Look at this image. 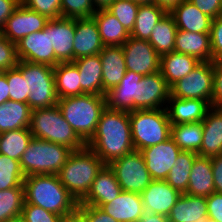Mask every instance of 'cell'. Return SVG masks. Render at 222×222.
I'll use <instances>...</instances> for the list:
<instances>
[{"label": "cell", "mask_w": 222, "mask_h": 222, "mask_svg": "<svg viewBox=\"0 0 222 222\" xmlns=\"http://www.w3.org/2000/svg\"><path fill=\"white\" fill-rule=\"evenodd\" d=\"M142 78L143 75L127 70L121 82L106 93L107 108L126 112L136 110V90Z\"/></svg>", "instance_id": "cell-20"}, {"label": "cell", "mask_w": 222, "mask_h": 222, "mask_svg": "<svg viewBox=\"0 0 222 222\" xmlns=\"http://www.w3.org/2000/svg\"><path fill=\"white\" fill-rule=\"evenodd\" d=\"M139 4L133 0H114L107 10L131 33L134 28Z\"/></svg>", "instance_id": "cell-41"}, {"label": "cell", "mask_w": 222, "mask_h": 222, "mask_svg": "<svg viewBox=\"0 0 222 222\" xmlns=\"http://www.w3.org/2000/svg\"><path fill=\"white\" fill-rule=\"evenodd\" d=\"M211 104L200 99H180L170 96L166 106L171 125L203 121Z\"/></svg>", "instance_id": "cell-21"}, {"label": "cell", "mask_w": 222, "mask_h": 222, "mask_svg": "<svg viewBox=\"0 0 222 222\" xmlns=\"http://www.w3.org/2000/svg\"><path fill=\"white\" fill-rule=\"evenodd\" d=\"M208 207V218L222 222V194L212 193L206 197Z\"/></svg>", "instance_id": "cell-51"}, {"label": "cell", "mask_w": 222, "mask_h": 222, "mask_svg": "<svg viewBox=\"0 0 222 222\" xmlns=\"http://www.w3.org/2000/svg\"><path fill=\"white\" fill-rule=\"evenodd\" d=\"M170 87L160 71L143 76L137 85L136 110L166 108Z\"/></svg>", "instance_id": "cell-14"}, {"label": "cell", "mask_w": 222, "mask_h": 222, "mask_svg": "<svg viewBox=\"0 0 222 222\" xmlns=\"http://www.w3.org/2000/svg\"><path fill=\"white\" fill-rule=\"evenodd\" d=\"M171 138L181 150L198 153L203 140L202 121L171 125Z\"/></svg>", "instance_id": "cell-35"}, {"label": "cell", "mask_w": 222, "mask_h": 222, "mask_svg": "<svg viewBox=\"0 0 222 222\" xmlns=\"http://www.w3.org/2000/svg\"><path fill=\"white\" fill-rule=\"evenodd\" d=\"M214 192L211 158L197 155L191 169L186 193L208 197Z\"/></svg>", "instance_id": "cell-29"}, {"label": "cell", "mask_w": 222, "mask_h": 222, "mask_svg": "<svg viewBox=\"0 0 222 222\" xmlns=\"http://www.w3.org/2000/svg\"><path fill=\"white\" fill-rule=\"evenodd\" d=\"M23 185L26 203L59 216L72 212L78 206V202L55 174L26 176Z\"/></svg>", "instance_id": "cell-2"}, {"label": "cell", "mask_w": 222, "mask_h": 222, "mask_svg": "<svg viewBox=\"0 0 222 222\" xmlns=\"http://www.w3.org/2000/svg\"><path fill=\"white\" fill-rule=\"evenodd\" d=\"M24 203V185L0 190V222L20 216Z\"/></svg>", "instance_id": "cell-39"}, {"label": "cell", "mask_w": 222, "mask_h": 222, "mask_svg": "<svg viewBox=\"0 0 222 222\" xmlns=\"http://www.w3.org/2000/svg\"><path fill=\"white\" fill-rule=\"evenodd\" d=\"M92 17L104 46H122L129 39L130 33L107 9H98Z\"/></svg>", "instance_id": "cell-31"}, {"label": "cell", "mask_w": 222, "mask_h": 222, "mask_svg": "<svg viewBox=\"0 0 222 222\" xmlns=\"http://www.w3.org/2000/svg\"><path fill=\"white\" fill-rule=\"evenodd\" d=\"M181 193L165 180H153L141 193L144 211L168 216Z\"/></svg>", "instance_id": "cell-19"}, {"label": "cell", "mask_w": 222, "mask_h": 222, "mask_svg": "<svg viewBox=\"0 0 222 222\" xmlns=\"http://www.w3.org/2000/svg\"><path fill=\"white\" fill-rule=\"evenodd\" d=\"M174 51L193 56L200 62L212 61L210 33H193L177 29Z\"/></svg>", "instance_id": "cell-27"}, {"label": "cell", "mask_w": 222, "mask_h": 222, "mask_svg": "<svg viewBox=\"0 0 222 222\" xmlns=\"http://www.w3.org/2000/svg\"><path fill=\"white\" fill-rule=\"evenodd\" d=\"M5 70L0 67V77L4 75Z\"/></svg>", "instance_id": "cell-62"}, {"label": "cell", "mask_w": 222, "mask_h": 222, "mask_svg": "<svg viewBox=\"0 0 222 222\" xmlns=\"http://www.w3.org/2000/svg\"><path fill=\"white\" fill-rule=\"evenodd\" d=\"M181 149L170 137L164 142L140 150L152 180H165Z\"/></svg>", "instance_id": "cell-15"}, {"label": "cell", "mask_w": 222, "mask_h": 222, "mask_svg": "<svg viewBox=\"0 0 222 222\" xmlns=\"http://www.w3.org/2000/svg\"><path fill=\"white\" fill-rule=\"evenodd\" d=\"M16 43L9 41L0 33V67L4 70L17 66Z\"/></svg>", "instance_id": "cell-46"}, {"label": "cell", "mask_w": 222, "mask_h": 222, "mask_svg": "<svg viewBox=\"0 0 222 222\" xmlns=\"http://www.w3.org/2000/svg\"><path fill=\"white\" fill-rule=\"evenodd\" d=\"M73 61L99 54L105 47L93 17L75 18Z\"/></svg>", "instance_id": "cell-16"}, {"label": "cell", "mask_w": 222, "mask_h": 222, "mask_svg": "<svg viewBox=\"0 0 222 222\" xmlns=\"http://www.w3.org/2000/svg\"><path fill=\"white\" fill-rule=\"evenodd\" d=\"M78 207L84 212L87 222H118L99 207L82 204H78Z\"/></svg>", "instance_id": "cell-50"}, {"label": "cell", "mask_w": 222, "mask_h": 222, "mask_svg": "<svg viewBox=\"0 0 222 222\" xmlns=\"http://www.w3.org/2000/svg\"><path fill=\"white\" fill-rule=\"evenodd\" d=\"M80 74L81 90L85 94L102 95V63L100 54L74 60Z\"/></svg>", "instance_id": "cell-30"}, {"label": "cell", "mask_w": 222, "mask_h": 222, "mask_svg": "<svg viewBox=\"0 0 222 222\" xmlns=\"http://www.w3.org/2000/svg\"><path fill=\"white\" fill-rule=\"evenodd\" d=\"M211 163L215 192L222 194V154L212 157Z\"/></svg>", "instance_id": "cell-53"}, {"label": "cell", "mask_w": 222, "mask_h": 222, "mask_svg": "<svg viewBox=\"0 0 222 222\" xmlns=\"http://www.w3.org/2000/svg\"><path fill=\"white\" fill-rule=\"evenodd\" d=\"M102 63V95L117 86L127 72L122 46H105L99 53Z\"/></svg>", "instance_id": "cell-22"}, {"label": "cell", "mask_w": 222, "mask_h": 222, "mask_svg": "<svg viewBox=\"0 0 222 222\" xmlns=\"http://www.w3.org/2000/svg\"><path fill=\"white\" fill-rule=\"evenodd\" d=\"M176 32L174 17L166 13L153 28L148 41L161 56L174 51Z\"/></svg>", "instance_id": "cell-34"}, {"label": "cell", "mask_w": 222, "mask_h": 222, "mask_svg": "<svg viewBox=\"0 0 222 222\" xmlns=\"http://www.w3.org/2000/svg\"><path fill=\"white\" fill-rule=\"evenodd\" d=\"M122 191L113 170L109 165H104L97 173L89 192L78 204L100 208L103 204L110 203L116 199Z\"/></svg>", "instance_id": "cell-17"}, {"label": "cell", "mask_w": 222, "mask_h": 222, "mask_svg": "<svg viewBox=\"0 0 222 222\" xmlns=\"http://www.w3.org/2000/svg\"><path fill=\"white\" fill-rule=\"evenodd\" d=\"M167 217L169 222H205L208 218L206 197L181 194Z\"/></svg>", "instance_id": "cell-26"}, {"label": "cell", "mask_w": 222, "mask_h": 222, "mask_svg": "<svg viewBox=\"0 0 222 222\" xmlns=\"http://www.w3.org/2000/svg\"><path fill=\"white\" fill-rule=\"evenodd\" d=\"M137 222H169V220L167 216L162 214H155L144 211L143 215Z\"/></svg>", "instance_id": "cell-55"}, {"label": "cell", "mask_w": 222, "mask_h": 222, "mask_svg": "<svg viewBox=\"0 0 222 222\" xmlns=\"http://www.w3.org/2000/svg\"><path fill=\"white\" fill-rule=\"evenodd\" d=\"M25 222H60L61 216L39 206L24 203L22 214Z\"/></svg>", "instance_id": "cell-45"}, {"label": "cell", "mask_w": 222, "mask_h": 222, "mask_svg": "<svg viewBox=\"0 0 222 222\" xmlns=\"http://www.w3.org/2000/svg\"><path fill=\"white\" fill-rule=\"evenodd\" d=\"M32 138L29 128L4 132L0 139V154L20 161Z\"/></svg>", "instance_id": "cell-38"}, {"label": "cell", "mask_w": 222, "mask_h": 222, "mask_svg": "<svg viewBox=\"0 0 222 222\" xmlns=\"http://www.w3.org/2000/svg\"><path fill=\"white\" fill-rule=\"evenodd\" d=\"M73 152L69 147L32 138L28 147L20 159V167L23 174L43 175L57 174Z\"/></svg>", "instance_id": "cell-6"}, {"label": "cell", "mask_w": 222, "mask_h": 222, "mask_svg": "<svg viewBox=\"0 0 222 222\" xmlns=\"http://www.w3.org/2000/svg\"><path fill=\"white\" fill-rule=\"evenodd\" d=\"M16 67L27 80L30 89L27 104L32 110L57 105L53 66L19 60Z\"/></svg>", "instance_id": "cell-8"}, {"label": "cell", "mask_w": 222, "mask_h": 222, "mask_svg": "<svg viewBox=\"0 0 222 222\" xmlns=\"http://www.w3.org/2000/svg\"><path fill=\"white\" fill-rule=\"evenodd\" d=\"M200 61L188 54L172 51L160 56V72L169 87L187 76Z\"/></svg>", "instance_id": "cell-28"}, {"label": "cell", "mask_w": 222, "mask_h": 222, "mask_svg": "<svg viewBox=\"0 0 222 222\" xmlns=\"http://www.w3.org/2000/svg\"><path fill=\"white\" fill-rule=\"evenodd\" d=\"M198 154L192 151H183L177 156L174 166L170 169L165 181L179 191L181 194L186 193L191 169Z\"/></svg>", "instance_id": "cell-37"}, {"label": "cell", "mask_w": 222, "mask_h": 222, "mask_svg": "<svg viewBox=\"0 0 222 222\" xmlns=\"http://www.w3.org/2000/svg\"><path fill=\"white\" fill-rule=\"evenodd\" d=\"M170 14L177 29L193 33H210L212 18L204 14L189 0H183Z\"/></svg>", "instance_id": "cell-25"}, {"label": "cell", "mask_w": 222, "mask_h": 222, "mask_svg": "<svg viewBox=\"0 0 222 222\" xmlns=\"http://www.w3.org/2000/svg\"><path fill=\"white\" fill-rule=\"evenodd\" d=\"M214 86L212 106L222 108V60L213 61Z\"/></svg>", "instance_id": "cell-48"}, {"label": "cell", "mask_w": 222, "mask_h": 222, "mask_svg": "<svg viewBox=\"0 0 222 222\" xmlns=\"http://www.w3.org/2000/svg\"><path fill=\"white\" fill-rule=\"evenodd\" d=\"M96 11L92 0H61V17L63 18H89Z\"/></svg>", "instance_id": "cell-43"}, {"label": "cell", "mask_w": 222, "mask_h": 222, "mask_svg": "<svg viewBox=\"0 0 222 222\" xmlns=\"http://www.w3.org/2000/svg\"><path fill=\"white\" fill-rule=\"evenodd\" d=\"M205 222H218L217 220L211 219V218H207Z\"/></svg>", "instance_id": "cell-61"}, {"label": "cell", "mask_w": 222, "mask_h": 222, "mask_svg": "<svg viewBox=\"0 0 222 222\" xmlns=\"http://www.w3.org/2000/svg\"><path fill=\"white\" fill-rule=\"evenodd\" d=\"M122 49L128 71L143 76L160 71V55L148 40L129 37Z\"/></svg>", "instance_id": "cell-12"}, {"label": "cell", "mask_w": 222, "mask_h": 222, "mask_svg": "<svg viewBox=\"0 0 222 222\" xmlns=\"http://www.w3.org/2000/svg\"><path fill=\"white\" fill-rule=\"evenodd\" d=\"M20 4V0H0V30Z\"/></svg>", "instance_id": "cell-52"}, {"label": "cell", "mask_w": 222, "mask_h": 222, "mask_svg": "<svg viewBox=\"0 0 222 222\" xmlns=\"http://www.w3.org/2000/svg\"><path fill=\"white\" fill-rule=\"evenodd\" d=\"M5 222H25V221L23 217L20 215L11 219H7Z\"/></svg>", "instance_id": "cell-59"}, {"label": "cell", "mask_w": 222, "mask_h": 222, "mask_svg": "<svg viewBox=\"0 0 222 222\" xmlns=\"http://www.w3.org/2000/svg\"><path fill=\"white\" fill-rule=\"evenodd\" d=\"M212 61L222 60V14L212 20L210 29Z\"/></svg>", "instance_id": "cell-47"}, {"label": "cell", "mask_w": 222, "mask_h": 222, "mask_svg": "<svg viewBox=\"0 0 222 222\" xmlns=\"http://www.w3.org/2000/svg\"><path fill=\"white\" fill-rule=\"evenodd\" d=\"M100 209L118 222H137L144 212L141 194L122 191L112 202Z\"/></svg>", "instance_id": "cell-24"}, {"label": "cell", "mask_w": 222, "mask_h": 222, "mask_svg": "<svg viewBox=\"0 0 222 222\" xmlns=\"http://www.w3.org/2000/svg\"><path fill=\"white\" fill-rule=\"evenodd\" d=\"M7 83L9 85V99L27 103L30 89L27 84V80L24 79L21 71L17 68H10L5 70Z\"/></svg>", "instance_id": "cell-42"}, {"label": "cell", "mask_w": 222, "mask_h": 222, "mask_svg": "<svg viewBox=\"0 0 222 222\" xmlns=\"http://www.w3.org/2000/svg\"><path fill=\"white\" fill-rule=\"evenodd\" d=\"M32 109L27 103L7 100L0 104V132L28 128Z\"/></svg>", "instance_id": "cell-32"}, {"label": "cell", "mask_w": 222, "mask_h": 222, "mask_svg": "<svg viewBox=\"0 0 222 222\" xmlns=\"http://www.w3.org/2000/svg\"><path fill=\"white\" fill-rule=\"evenodd\" d=\"M105 165L134 151L129 112L105 108L86 143Z\"/></svg>", "instance_id": "cell-1"}, {"label": "cell", "mask_w": 222, "mask_h": 222, "mask_svg": "<svg viewBox=\"0 0 222 222\" xmlns=\"http://www.w3.org/2000/svg\"><path fill=\"white\" fill-rule=\"evenodd\" d=\"M183 0H154V4L170 13Z\"/></svg>", "instance_id": "cell-56"}, {"label": "cell", "mask_w": 222, "mask_h": 222, "mask_svg": "<svg viewBox=\"0 0 222 222\" xmlns=\"http://www.w3.org/2000/svg\"><path fill=\"white\" fill-rule=\"evenodd\" d=\"M202 126L203 140L197 154L208 158L222 154V108L211 106Z\"/></svg>", "instance_id": "cell-23"}, {"label": "cell", "mask_w": 222, "mask_h": 222, "mask_svg": "<svg viewBox=\"0 0 222 222\" xmlns=\"http://www.w3.org/2000/svg\"><path fill=\"white\" fill-rule=\"evenodd\" d=\"M51 46L60 62H73V42L75 37V18L48 20Z\"/></svg>", "instance_id": "cell-18"}, {"label": "cell", "mask_w": 222, "mask_h": 222, "mask_svg": "<svg viewBox=\"0 0 222 222\" xmlns=\"http://www.w3.org/2000/svg\"><path fill=\"white\" fill-rule=\"evenodd\" d=\"M57 105L64 119L85 143L94 135L100 116L107 107L105 96L95 94L64 97Z\"/></svg>", "instance_id": "cell-4"}, {"label": "cell", "mask_w": 222, "mask_h": 222, "mask_svg": "<svg viewBox=\"0 0 222 222\" xmlns=\"http://www.w3.org/2000/svg\"><path fill=\"white\" fill-rule=\"evenodd\" d=\"M56 93L59 99L85 94L80 86V74L73 62H59L54 67Z\"/></svg>", "instance_id": "cell-33"}, {"label": "cell", "mask_w": 222, "mask_h": 222, "mask_svg": "<svg viewBox=\"0 0 222 222\" xmlns=\"http://www.w3.org/2000/svg\"><path fill=\"white\" fill-rule=\"evenodd\" d=\"M109 167L123 191L141 194L153 181L142 154L137 150L112 161Z\"/></svg>", "instance_id": "cell-10"}, {"label": "cell", "mask_w": 222, "mask_h": 222, "mask_svg": "<svg viewBox=\"0 0 222 222\" xmlns=\"http://www.w3.org/2000/svg\"><path fill=\"white\" fill-rule=\"evenodd\" d=\"M104 165L103 161L86 146L73 151L56 175L79 203L89 192L97 173Z\"/></svg>", "instance_id": "cell-3"}, {"label": "cell", "mask_w": 222, "mask_h": 222, "mask_svg": "<svg viewBox=\"0 0 222 222\" xmlns=\"http://www.w3.org/2000/svg\"><path fill=\"white\" fill-rule=\"evenodd\" d=\"M167 12L156 4L139 5L134 28L130 37L149 40L155 25Z\"/></svg>", "instance_id": "cell-36"}, {"label": "cell", "mask_w": 222, "mask_h": 222, "mask_svg": "<svg viewBox=\"0 0 222 222\" xmlns=\"http://www.w3.org/2000/svg\"><path fill=\"white\" fill-rule=\"evenodd\" d=\"M24 179L20 161L0 154V190L23 186Z\"/></svg>", "instance_id": "cell-40"}, {"label": "cell", "mask_w": 222, "mask_h": 222, "mask_svg": "<svg viewBox=\"0 0 222 222\" xmlns=\"http://www.w3.org/2000/svg\"><path fill=\"white\" fill-rule=\"evenodd\" d=\"M9 85L7 83L6 76L3 75L0 77V104L5 103L9 100Z\"/></svg>", "instance_id": "cell-57"}, {"label": "cell", "mask_w": 222, "mask_h": 222, "mask_svg": "<svg viewBox=\"0 0 222 222\" xmlns=\"http://www.w3.org/2000/svg\"><path fill=\"white\" fill-rule=\"evenodd\" d=\"M48 18L20 4L6 20L0 33L9 41L17 43L23 37L45 28Z\"/></svg>", "instance_id": "cell-13"}, {"label": "cell", "mask_w": 222, "mask_h": 222, "mask_svg": "<svg viewBox=\"0 0 222 222\" xmlns=\"http://www.w3.org/2000/svg\"><path fill=\"white\" fill-rule=\"evenodd\" d=\"M204 14L216 19L222 14V0H189Z\"/></svg>", "instance_id": "cell-49"}, {"label": "cell", "mask_w": 222, "mask_h": 222, "mask_svg": "<svg viewBox=\"0 0 222 222\" xmlns=\"http://www.w3.org/2000/svg\"><path fill=\"white\" fill-rule=\"evenodd\" d=\"M139 5H144V4H154V0H133Z\"/></svg>", "instance_id": "cell-60"}, {"label": "cell", "mask_w": 222, "mask_h": 222, "mask_svg": "<svg viewBox=\"0 0 222 222\" xmlns=\"http://www.w3.org/2000/svg\"><path fill=\"white\" fill-rule=\"evenodd\" d=\"M18 60L46 64L55 67L60 61L51 46L48 22L41 31L31 33L16 43Z\"/></svg>", "instance_id": "cell-11"}, {"label": "cell", "mask_w": 222, "mask_h": 222, "mask_svg": "<svg viewBox=\"0 0 222 222\" xmlns=\"http://www.w3.org/2000/svg\"><path fill=\"white\" fill-rule=\"evenodd\" d=\"M213 86V61L200 62L187 76L170 87V96L180 99L206 100L212 106Z\"/></svg>", "instance_id": "cell-9"}, {"label": "cell", "mask_w": 222, "mask_h": 222, "mask_svg": "<svg viewBox=\"0 0 222 222\" xmlns=\"http://www.w3.org/2000/svg\"><path fill=\"white\" fill-rule=\"evenodd\" d=\"M25 7L46 16L48 19L61 18V0H20Z\"/></svg>", "instance_id": "cell-44"}, {"label": "cell", "mask_w": 222, "mask_h": 222, "mask_svg": "<svg viewBox=\"0 0 222 222\" xmlns=\"http://www.w3.org/2000/svg\"><path fill=\"white\" fill-rule=\"evenodd\" d=\"M114 0H92V4L96 10L107 9Z\"/></svg>", "instance_id": "cell-58"}, {"label": "cell", "mask_w": 222, "mask_h": 222, "mask_svg": "<svg viewBox=\"0 0 222 222\" xmlns=\"http://www.w3.org/2000/svg\"><path fill=\"white\" fill-rule=\"evenodd\" d=\"M60 222H87L84 212L77 206L72 212L64 214Z\"/></svg>", "instance_id": "cell-54"}, {"label": "cell", "mask_w": 222, "mask_h": 222, "mask_svg": "<svg viewBox=\"0 0 222 222\" xmlns=\"http://www.w3.org/2000/svg\"><path fill=\"white\" fill-rule=\"evenodd\" d=\"M28 128L33 138L62 144L73 151L86 147V143L64 119L58 105L32 110Z\"/></svg>", "instance_id": "cell-5"}, {"label": "cell", "mask_w": 222, "mask_h": 222, "mask_svg": "<svg viewBox=\"0 0 222 222\" xmlns=\"http://www.w3.org/2000/svg\"><path fill=\"white\" fill-rule=\"evenodd\" d=\"M134 149L140 151L171 137V122L166 108L129 112Z\"/></svg>", "instance_id": "cell-7"}]
</instances>
